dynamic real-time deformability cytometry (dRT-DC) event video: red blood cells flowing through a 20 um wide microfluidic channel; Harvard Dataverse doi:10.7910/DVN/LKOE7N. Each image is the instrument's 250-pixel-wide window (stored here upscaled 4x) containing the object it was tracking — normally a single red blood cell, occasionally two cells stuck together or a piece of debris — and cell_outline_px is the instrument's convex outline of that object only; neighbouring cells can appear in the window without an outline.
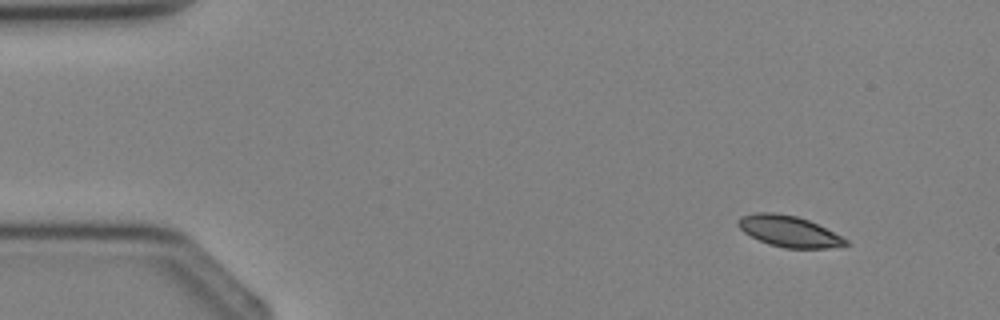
{"species": "Egyptian fruit bat (a non-hibernating species)", "species_latin": "Rousettus aegyptiacus", "temperature_condition": "cold", "stored_images_in_passage": 3, "camera_frame_rate_fps": 3000, "um_per_image_px": 0.085, "animal": {"sex": "female"}, "frame": {"image": 1, "passage_image": 1, "time_ms": 0.0, "image_size_px": [1000, 320], "cell_outline_px": [[848, 244], [828, 248], [784, 248], [768, 244], [744, 232], [736, 224], [740, 216], [756, 212], [772, 212], [796, 216], [808, 220], [848, 240]], "centroid_in_image_um": [67.01, 19.65], "position_along_channel_um": 18.0, "area_um2": 19.19}}
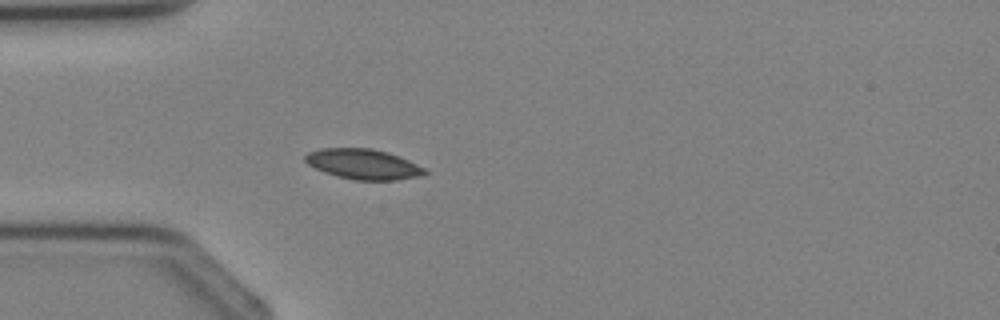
{"frame": {"image": 2, "passage_image": 3, "time_ms": 2.333, "image_size_px": [1000, 320], "cell_outline_px": [[428, 172], [424, 176], [396, 180], [352, 180], [336, 176], [324, 172], [308, 164], [304, 160], [304, 156], [308, 152], [320, 148], [372, 148], [388, 152], [400, 156], [424, 168]], "centroid_in_image_um": [30.88, 13.95], "position_along_channel_um": 54.1, "area_um2": 21.27}}